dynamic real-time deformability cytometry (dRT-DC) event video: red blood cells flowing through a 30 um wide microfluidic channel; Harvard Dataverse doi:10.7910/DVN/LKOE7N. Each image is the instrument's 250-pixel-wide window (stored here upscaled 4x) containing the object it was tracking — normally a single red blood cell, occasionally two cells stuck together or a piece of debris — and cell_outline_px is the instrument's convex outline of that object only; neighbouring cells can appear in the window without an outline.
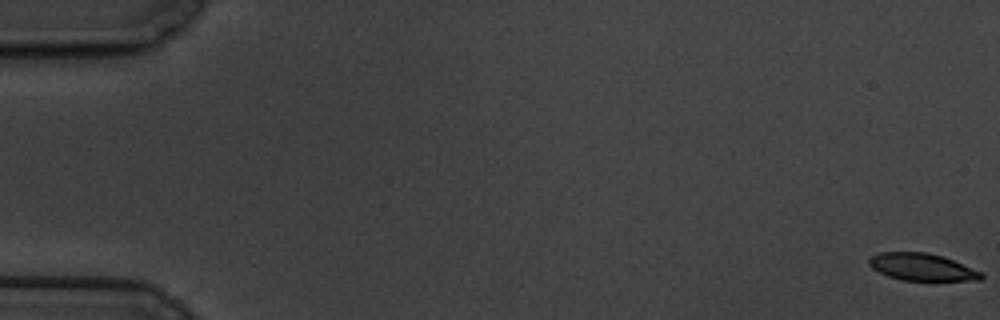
{"species": "common noctule bat (a hibernating species)", "species_latin": "Nyctalus noctula", "temperature_condition": "cold", "stored_images_in_passage": 6, "camera_frame_rate_fps": 3000, "um_per_image_px": 0.085, "animal": {"sex": "male", "body_mass_g": 19.5, "forearm_length_mm": 54.6}, "frame": {"image": 1, "passage_image": 1, "time_ms": 0.0, "image_size_px": [1000, 320], "cell_outline_px": [[984, 276], [980, 280], [900, 280], [888, 276], [872, 268], [868, 264], [868, 260], [872, 256], [880, 252], [928, 252], [952, 260], [984, 272]], "centroid_in_image_um": [78.37, 22.7], "position_along_channel_um": 6.6, "area_um2": 17.69}}
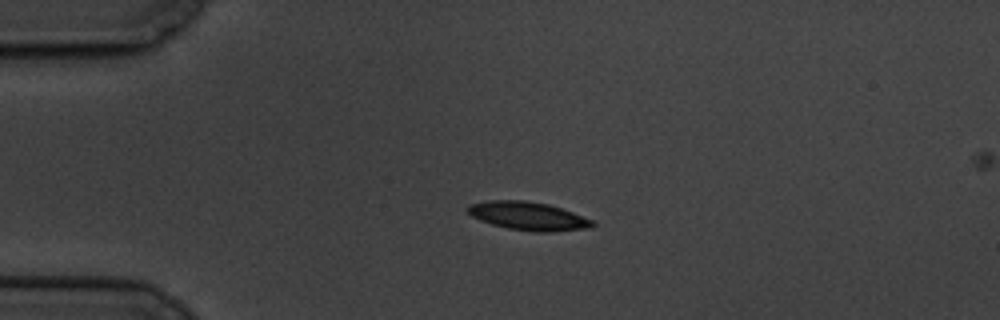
{"frame": {"image": 2, "passage_image": 5, "time_ms": 4.667, "image_size_px": [1000, 320], "cell_outline_px": [[596, 224], [592, 228], [552, 232], [532, 232], [508, 228], [492, 224], [480, 220], [472, 216], [464, 208], [468, 204], [488, 200], [524, 200], [548, 204], [572, 212], [592, 220]], "centroid_in_image_um": [44.88, 18.36], "position_along_channel_um": 40.1, "area_um2": 20.75}}
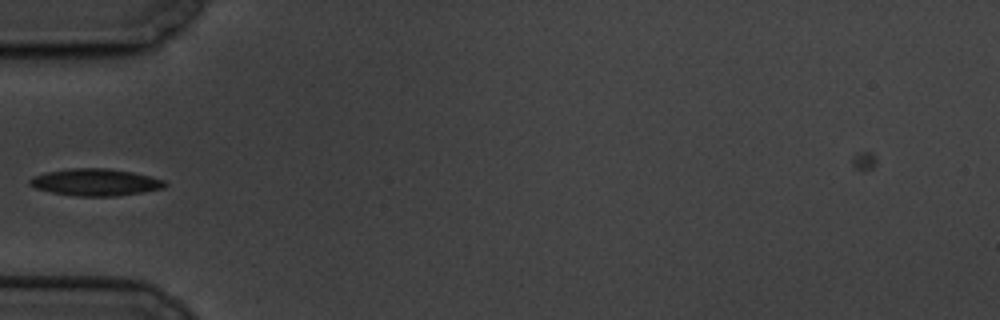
{"frame": {"image": 3, "passage_image": 6, "time_ms": 6.667, "image_size_px": [1000, 320], "cell_outline_px": [[168, 184], [164, 188], [116, 196], [76, 196], [52, 192], [36, 188], [28, 184], [28, 180], [32, 176], [48, 172], [72, 168], [108, 168], [132, 172], [152, 176], [164, 180]], "centroid_in_image_um": [8.12, 15.48], "position_along_channel_um": 76.9, "area_um2": 21.21}}